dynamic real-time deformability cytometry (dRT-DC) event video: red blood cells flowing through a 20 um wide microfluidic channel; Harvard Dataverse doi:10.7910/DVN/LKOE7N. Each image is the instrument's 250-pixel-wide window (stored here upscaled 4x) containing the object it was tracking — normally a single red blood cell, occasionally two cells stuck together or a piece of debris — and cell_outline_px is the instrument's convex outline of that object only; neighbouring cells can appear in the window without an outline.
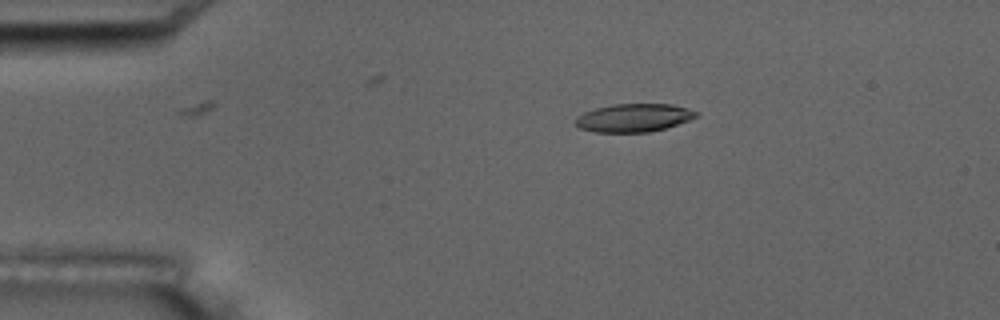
{"species": "common noctule bat (a hibernating species)", "species_latin": "Nyctalus noctula", "temperature_condition": "room temperature", "stored_images_in_passage": 10, "camera_frame_rate_fps": 3000, "um_per_image_px": 0.085, "animal": {"sex": "male", "body_mass_g": 17.5, "forearm_length_mm": 52.3}, "frame": {"image": 1, "passage_image": 4, "time_ms": 3.333, "image_size_px": [1000, 320], "cell_outline_px": [[700, 116], [664, 128], [648, 132], [596, 132], [580, 128], [576, 124], [576, 116], [584, 112], [596, 108], [612, 104], [672, 104], [688, 108], [696, 112]], "centroid_in_image_um": [53.86, 10.0], "position_along_channel_um": 31.1, "area_um2": 19.65}}
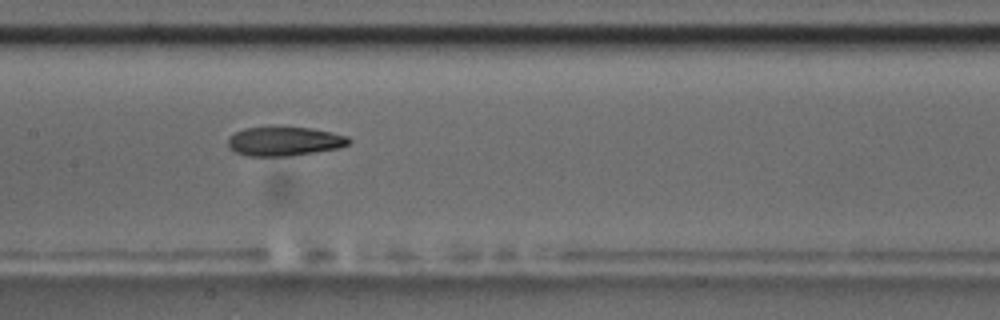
{"frame": {"image": 2, "passage_image": 9, "time_ms": 9.0, "image_size_px": [1000, 320], "cell_outline_px": [[352, 140], [348, 144], [340, 148], [292, 156], [248, 156], [236, 152], [228, 148], [228, 136], [244, 128], [312, 128], [332, 132], [348, 136]], "centroid_in_image_um": [24.19, 12.03], "position_along_channel_um": 183.2, "area_um2": 20.46}}